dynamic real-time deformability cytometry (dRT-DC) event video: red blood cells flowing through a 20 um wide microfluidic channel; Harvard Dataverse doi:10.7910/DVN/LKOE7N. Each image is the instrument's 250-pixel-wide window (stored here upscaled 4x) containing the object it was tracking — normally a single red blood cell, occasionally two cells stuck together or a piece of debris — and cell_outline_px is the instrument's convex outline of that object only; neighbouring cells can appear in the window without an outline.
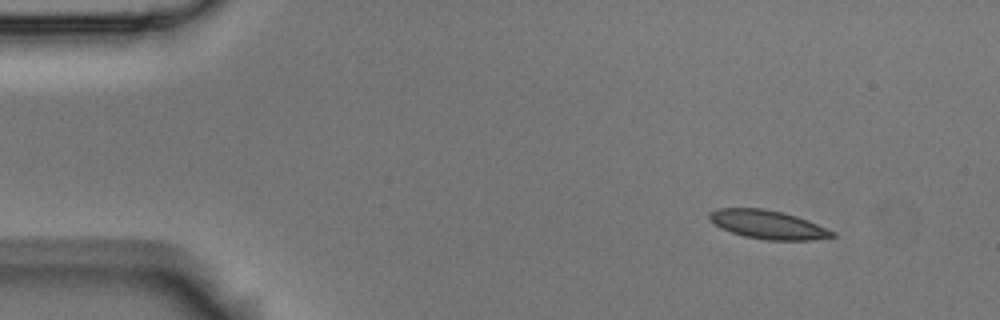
{"species": "Egyptian fruit bat (a non-hibernating species)", "species_latin": "Rousettus aegyptiacus", "temperature_condition": "room temperature", "stored_images_in_passage": 5, "camera_frame_rate_fps": 3000, "um_per_image_px": 0.085, "animal": {"sex": "male"}, "frame": {"image": 1, "passage_image": 2, "time_ms": 0.333, "image_size_px": [1000, 320], "cell_outline_px": [[836, 236], [812, 240], [768, 240], [744, 236], [720, 228], [708, 220], [708, 212], [716, 208], [764, 208], [796, 216], [808, 220], [836, 232]], "centroid_in_image_um": [65.24, 19.08], "position_along_channel_um": 19.8, "area_um2": 20.58}}
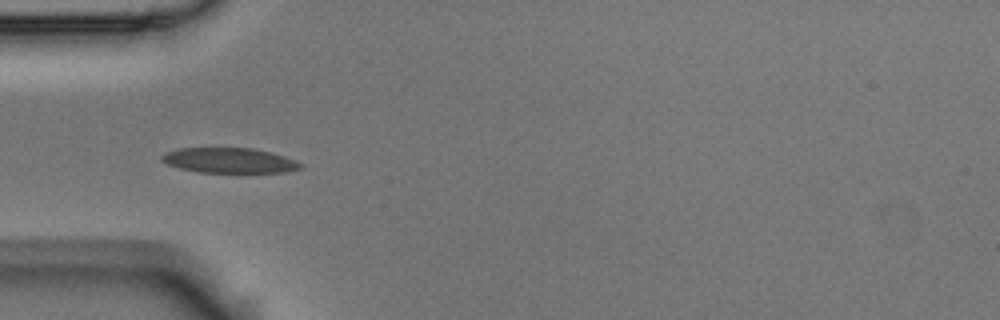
{"frame": {"image": 2, "passage_image": 5, "time_ms": 1.333, "image_size_px": [1000, 320], "cell_outline_px": [[304, 164], [300, 168], [288, 172], [200, 172], [180, 168], [168, 164], [160, 160], [160, 156], [164, 152], [176, 148], [252, 148], [272, 152], [296, 160]], "centroid_in_image_um": [19.48, 13.63], "position_along_channel_um": 65.5, "area_um2": 20.4}}